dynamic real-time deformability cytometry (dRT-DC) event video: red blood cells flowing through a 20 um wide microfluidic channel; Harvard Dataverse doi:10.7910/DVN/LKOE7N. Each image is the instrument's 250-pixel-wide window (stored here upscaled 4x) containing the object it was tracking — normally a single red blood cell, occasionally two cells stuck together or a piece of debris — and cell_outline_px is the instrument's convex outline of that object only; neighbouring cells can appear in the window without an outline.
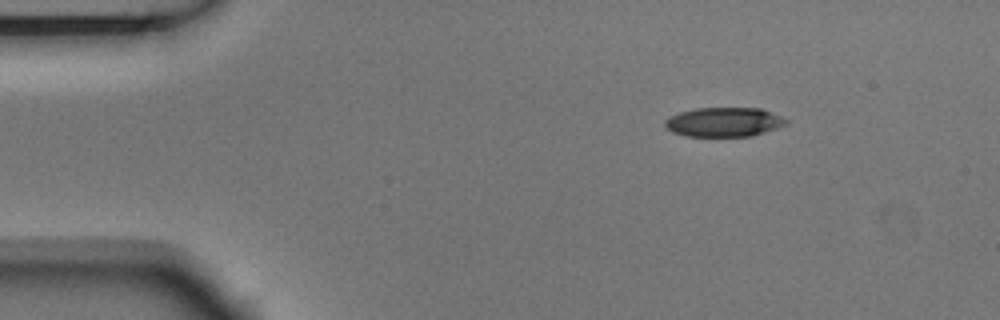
{"species": "Egyptian fruit bat (a non-hibernating species)", "species_latin": "Rousettus aegyptiacus", "temperature_condition": "room temperature", "stored_images_in_passage": 5, "camera_frame_rate_fps": 3000, "um_per_image_px": 0.085, "animal": {"sex": "male"}, "frame": {"image": 1, "passage_image": 2, "time_ms": 0.333, "image_size_px": [1000, 320], "cell_outline_px": [[788, 124], [752, 136], [688, 136], [672, 132], [664, 124], [664, 120], [680, 112], [696, 108], [760, 108], [780, 116], [788, 120]], "centroid_in_image_um": [61.54, 10.37], "position_along_channel_um": 23.5, "area_um2": 20.52}}
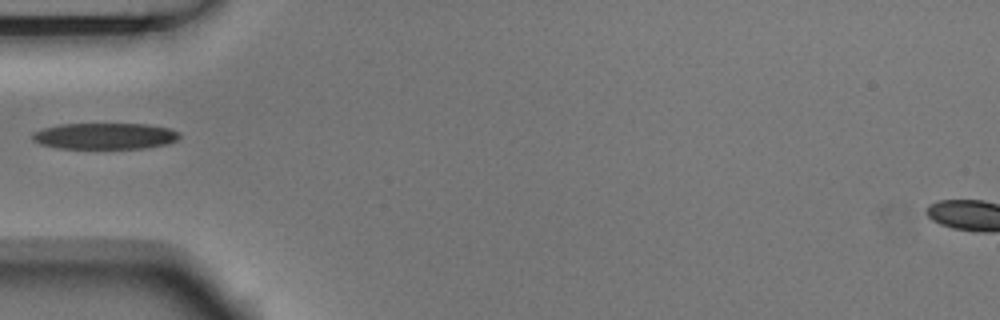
{"frame": {"image": 2, "passage_image": 5, "time_ms": 1.333, "image_size_px": [1000, 320], "cell_outline_px": [[180, 136], [176, 140], [168, 144], [144, 148], [60, 148], [40, 144], [32, 140], [32, 132], [44, 128], [60, 124], [148, 124], [168, 128], [180, 132]], "centroid_in_image_um": [8.92, 11.56], "position_along_channel_um": 76.1, "area_um2": 22.48}}